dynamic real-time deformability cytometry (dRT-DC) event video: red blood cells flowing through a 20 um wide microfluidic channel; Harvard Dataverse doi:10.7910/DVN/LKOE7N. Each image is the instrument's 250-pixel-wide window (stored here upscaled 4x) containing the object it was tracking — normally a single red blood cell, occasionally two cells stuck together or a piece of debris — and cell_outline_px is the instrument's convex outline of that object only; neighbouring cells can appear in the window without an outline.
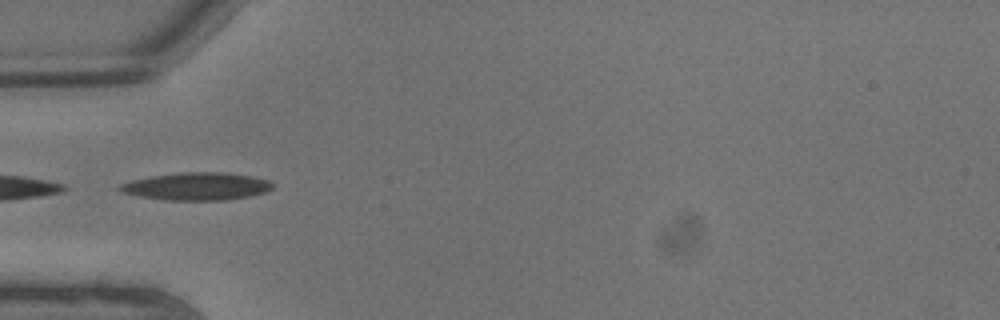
{"species": "common noctule bat (a hibernating species)", "species_latin": "Nyctalus noctula", "temperature_condition": "warm", "stored_images_in_passage": 3, "camera_frame_rate_fps": 3000, "um_per_image_px": 0.085, "animal": {"sex": "male", "body_mass_g": 13.3}, "frame": {"image": 1, "passage_image": 1, "time_ms": 0.0, "image_size_px": [1000, 320], "cell_outline_px": [[272, 188], [264, 192], [248, 196], [224, 200], [164, 200], [140, 196], [120, 192], [116, 188], [120, 184], [132, 180], [152, 176], [180, 172], [224, 172], [252, 176], [268, 180], [272, 184]], "centroid_in_image_um": [16.67, 15.83], "position_along_channel_um": 68.3, "area_um2": 24.51}}
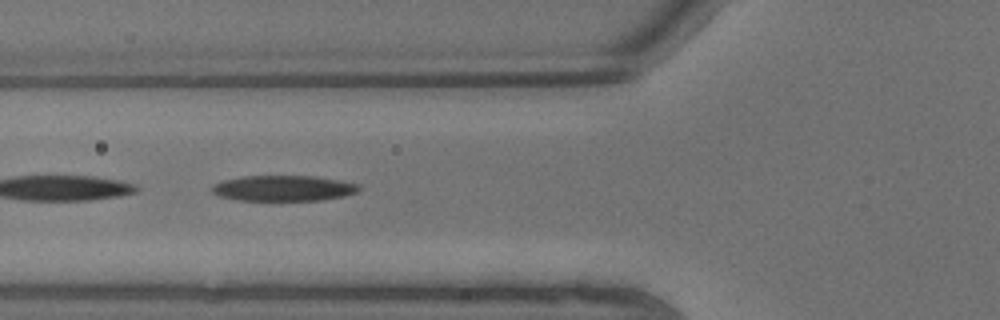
{"frame": {"image": 2, "passage_image": 2, "time_ms": 0.333, "image_size_px": [1000, 320], "cell_outline_px": [[360, 188], [356, 192], [344, 196], [320, 200], [236, 200], [220, 196], [212, 192], [212, 184], [224, 180], [244, 176], [316, 176], [340, 180], [360, 184]], "centroid_in_image_um": [24.1, 15.99], "position_along_channel_um": 101.7, "area_um2": 21.91}}